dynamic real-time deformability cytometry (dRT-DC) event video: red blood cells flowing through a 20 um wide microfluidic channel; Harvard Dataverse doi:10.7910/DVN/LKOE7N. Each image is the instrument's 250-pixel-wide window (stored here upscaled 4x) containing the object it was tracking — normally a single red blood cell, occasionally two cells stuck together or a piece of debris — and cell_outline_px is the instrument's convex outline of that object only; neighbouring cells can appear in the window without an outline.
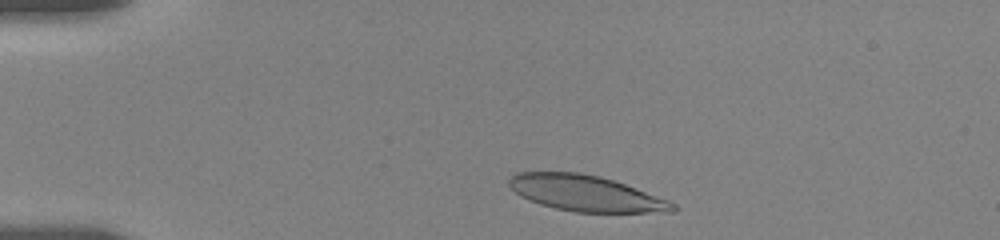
{"species": "human", "species_latin": "Homo sapiens", "temperature_condition": "room temperature", "stored_images_in_passage": 22, "camera_frame_rate_fps": 3000, "um_per_image_px": 0.085, "donor": {"sex": "female"}, "frame": {"image": 1, "passage_image": 6, "time_ms": 0.667, "image_size_px": [1000, 240], "cell_outline_px": [[676, 212], [576, 212], [556, 208], [540, 204], [528, 200], [520, 196], [508, 184], [508, 180], [516, 172], [580, 172], [600, 176], [624, 184], [668, 200], [676, 204]], "centroid_in_image_um": [49.78, 16.43], "position_along_channel_um": 35.2, "area_um2": 33.99}}